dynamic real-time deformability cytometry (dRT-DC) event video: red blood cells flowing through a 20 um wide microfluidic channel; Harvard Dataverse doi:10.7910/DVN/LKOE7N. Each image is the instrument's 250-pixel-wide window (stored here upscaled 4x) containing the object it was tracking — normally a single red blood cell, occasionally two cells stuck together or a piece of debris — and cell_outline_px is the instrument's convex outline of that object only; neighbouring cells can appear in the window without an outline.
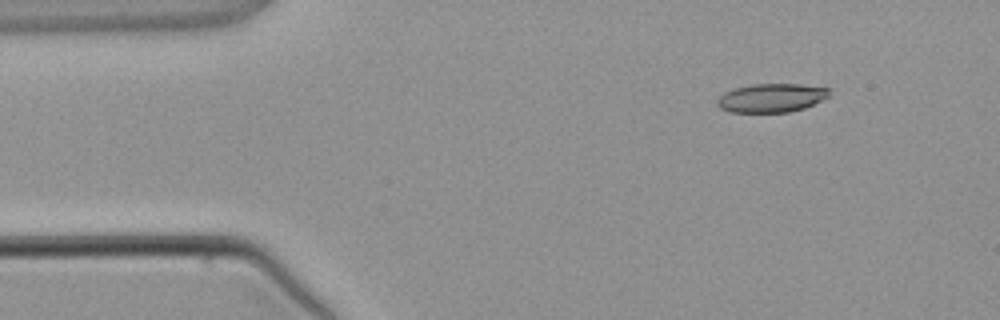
{"species": "common noctule bat (a hibernating species)", "species_latin": "Nyctalus noctula", "temperature_condition": "warm", "stored_images_in_passage": 4, "camera_frame_rate_fps": 3000, "um_per_image_px": 0.085, "animal": {"sex": "male", "body_mass_g": 21.5, "forearm_length_mm": 52.0}, "frame": {"image": 1, "passage_image": 2, "time_ms": 1.333, "image_size_px": [1000, 320], "cell_outline_px": [[832, 88], [828, 96], [804, 108], [788, 112], [728, 112], [720, 108], [716, 104], [716, 100], [724, 92], [736, 88], [752, 84], [800, 84]], "centroid_in_image_um": [65.55, 8.32], "position_along_channel_um": 19.4, "area_um2": 18.73}}
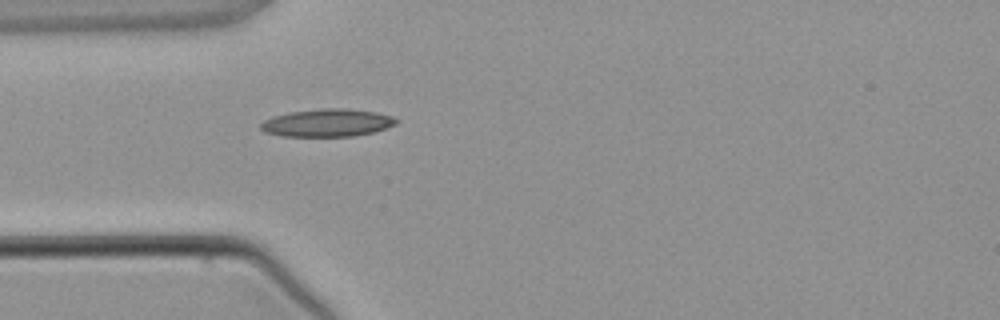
{"frame": {"image": 2, "passage_image": 4, "time_ms": 3.667, "image_size_px": [1000, 320], "cell_outline_px": [[400, 120], [396, 124], [372, 132], [352, 136], [284, 136], [264, 132], [260, 128], [260, 124], [264, 120], [272, 116], [288, 112], [320, 108], [344, 108], [376, 112], [392, 116]], "centroid_in_image_um": [27.79, 10.43], "position_along_channel_um": 57.2, "area_um2": 21.91}}